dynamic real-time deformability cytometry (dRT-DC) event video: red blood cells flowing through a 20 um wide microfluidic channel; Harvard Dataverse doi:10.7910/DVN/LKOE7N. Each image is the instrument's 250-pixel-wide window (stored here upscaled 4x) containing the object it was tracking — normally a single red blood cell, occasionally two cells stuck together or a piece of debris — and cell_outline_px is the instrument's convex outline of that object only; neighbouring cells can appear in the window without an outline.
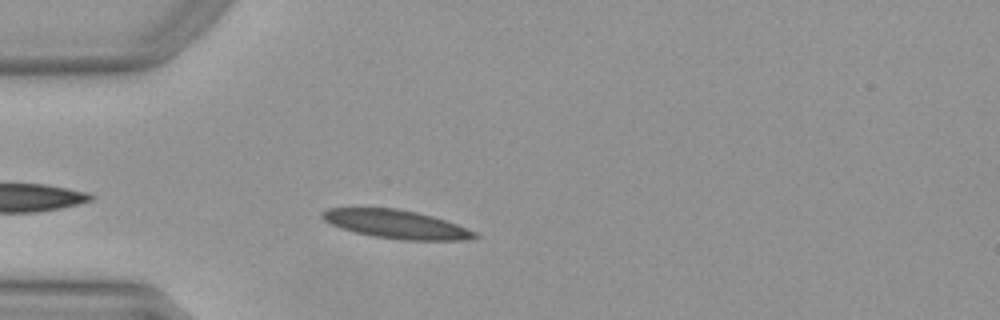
{"species": "Egyptian fruit bat (a non-hibernating species)", "species_latin": "Rousettus aegyptiacus", "temperature_condition": "warm", "stored_images_in_passage": 20, "camera_frame_rate_fps": 3000, "um_per_image_px": 0.085, "animal": {"sex": "female"}, "frame": {"image": 1, "passage_image": 2, "time_ms": 0.333, "image_size_px": [1000, 320], "cell_outline_px": [[480, 236], [464, 240], [404, 240], [372, 236], [340, 228], [324, 220], [320, 216], [320, 212], [328, 208], [396, 208], [416, 212], [432, 216], [456, 224], [476, 232]], "centroid_in_image_um": [33.65, 19.06], "position_along_channel_um": 51.3, "area_um2": 25.14}}
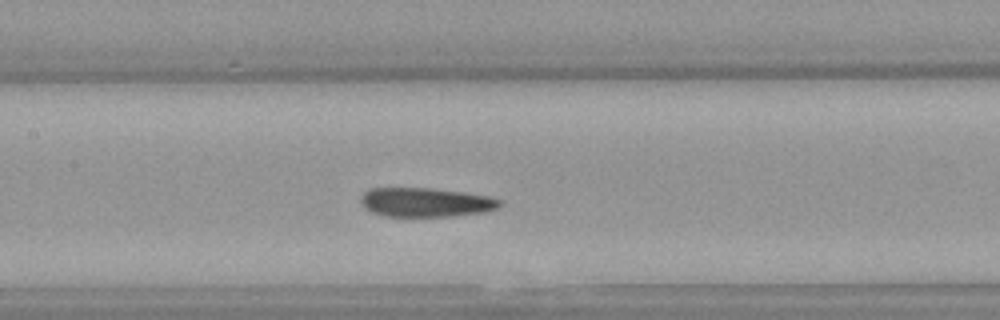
{"frame": {"image": 2, "passage_image": 12, "time_ms": 3.667, "image_size_px": [1000, 320], "cell_outline_px": [[500, 208], [484, 212], [452, 216], [384, 216], [372, 212], [364, 208], [360, 200], [360, 196], [364, 192], [372, 188], [432, 188], [464, 192], [488, 196], [500, 200]], "centroid_in_image_um": [36.17, 17.19], "position_along_channel_um": 171.2, "area_um2": 23.64}}
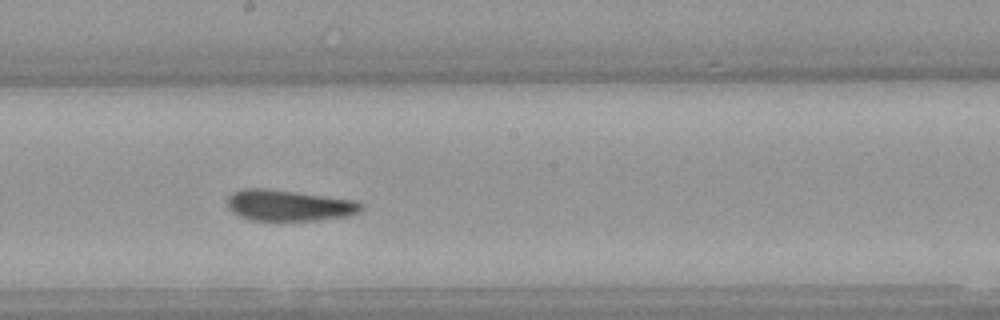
{"frame": {"image": 3, "passage_image": 16, "time_ms": 5.0, "image_size_px": [1000, 320], "cell_outline_px": [[364, 208], [360, 212], [348, 216], [316, 220], [276, 224], [252, 220], [240, 216], [232, 212], [228, 208], [228, 196], [232, 192], [244, 188], [268, 188], [356, 200], [364, 204]], "centroid_in_image_um": [24.55, 17.5], "position_along_channel_um": 223.6, "area_um2": 25.32}}